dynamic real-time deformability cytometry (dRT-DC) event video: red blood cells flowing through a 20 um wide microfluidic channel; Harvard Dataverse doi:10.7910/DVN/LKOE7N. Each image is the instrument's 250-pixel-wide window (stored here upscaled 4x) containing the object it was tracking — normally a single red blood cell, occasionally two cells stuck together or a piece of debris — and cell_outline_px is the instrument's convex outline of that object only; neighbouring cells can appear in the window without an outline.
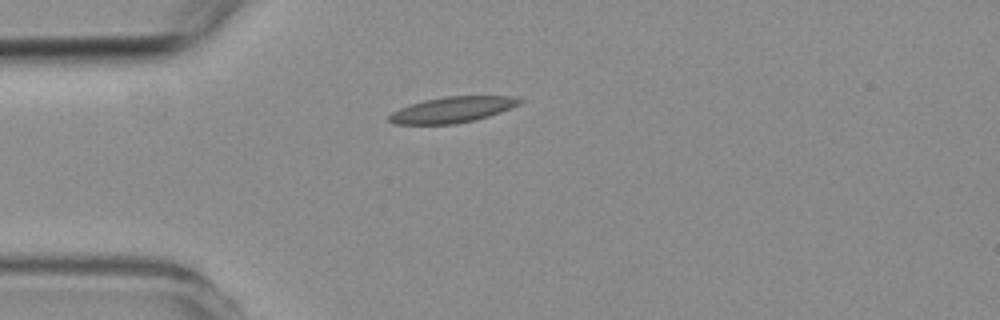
{"species": "common noctule bat (a hibernating species)", "species_latin": "Nyctalus noctula", "temperature_condition": "room temperature", "stored_images_in_passage": 2, "camera_frame_rate_fps": 3000, "um_per_image_px": 0.085, "animal": {"sex": "female", "body_mass_g": 19.3, "forearm_length_mm": 54.1}, "frame": {"image": 1, "passage_image": 1, "time_ms": 0.0, "image_size_px": [1000, 320], "cell_outline_px": [[524, 100], [520, 104], [500, 112], [476, 120], [456, 124], [396, 124], [388, 120], [388, 116], [392, 112], [400, 108], [424, 100], [444, 96], [508, 96]], "centroid_in_image_um": [38.44, 9.33], "position_along_channel_um": 46.6, "area_um2": 19.54}}